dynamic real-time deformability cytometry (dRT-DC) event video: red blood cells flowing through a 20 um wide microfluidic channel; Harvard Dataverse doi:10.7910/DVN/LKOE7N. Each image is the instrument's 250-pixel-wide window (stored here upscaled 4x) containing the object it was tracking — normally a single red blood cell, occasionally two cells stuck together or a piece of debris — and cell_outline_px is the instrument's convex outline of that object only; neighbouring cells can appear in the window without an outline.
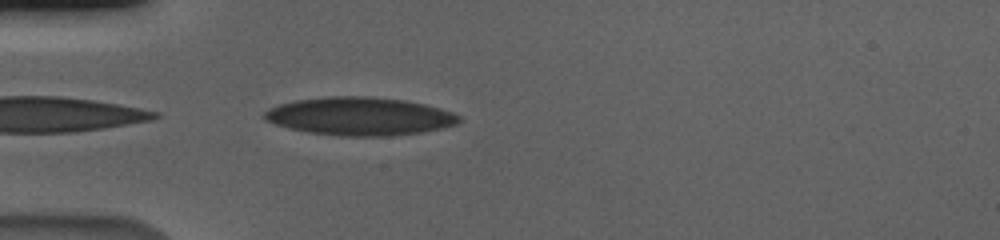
{"species": "human", "species_latin": "Homo sapiens", "temperature_condition": "cold", "stored_images_in_passage": 16, "camera_frame_rate_fps": 3000, "um_per_image_px": 0.085, "donor": {"sex": "male"}, "frame": {"image": 1, "passage_image": 1, "time_ms": 0.0, "image_size_px": [1000, 240], "cell_outline_px": [[460, 120], [456, 124], [444, 128], [420, 132], [384, 136], [344, 136], [308, 132], [288, 128], [264, 120], [260, 116], [268, 108], [280, 104], [296, 100], [332, 96], [372, 96], [404, 100], [424, 104], [440, 108], [452, 112], [460, 116]], "centroid_in_image_um": [30.55, 9.88], "position_along_channel_um": 54.4, "area_um2": 43.23}}
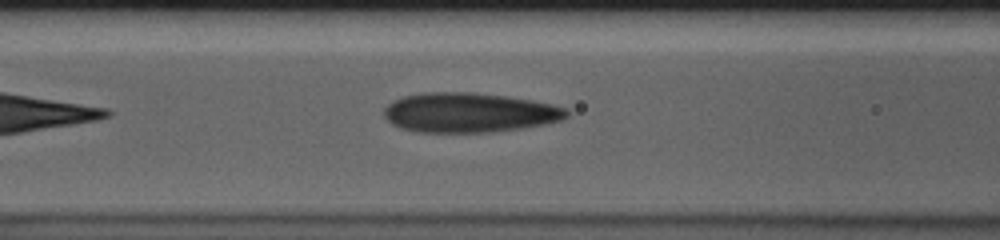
{"frame": {"image": 2, "passage_image": 8, "time_ms": 2.333, "image_size_px": [1000, 240], "cell_outline_px": [[568, 116], [560, 120], [544, 124], [520, 128], [492, 132], [416, 132], [400, 128], [392, 124], [384, 116], [384, 108], [392, 100], [404, 96], [424, 92], [472, 92], [504, 96], [532, 100], [552, 104], [568, 108]], "centroid_in_image_um": [39.86, 9.57], "position_along_channel_um": 126.7, "area_um2": 42.25}}
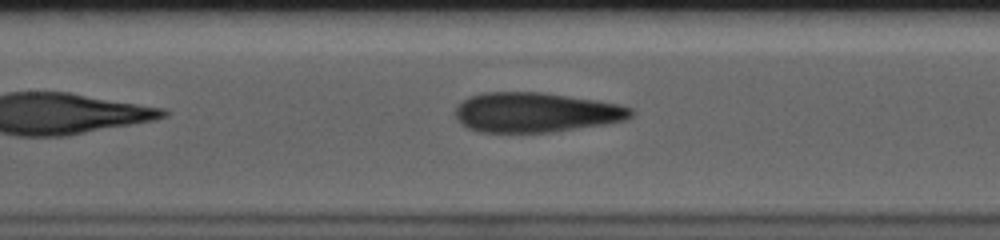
{"frame": {"image": 3, "passage_image": 11, "time_ms": 3.333, "image_size_px": [1000, 240], "cell_outline_px": [[632, 116], [624, 120], [604, 124], [552, 132], [480, 132], [468, 128], [460, 124], [456, 116], [456, 108], [468, 96], [484, 92], [540, 92], [596, 100], [620, 104], [632, 108]], "centroid_in_image_um": [45.52, 9.55], "position_along_channel_um": 161.9, "area_um2": 40.58}}